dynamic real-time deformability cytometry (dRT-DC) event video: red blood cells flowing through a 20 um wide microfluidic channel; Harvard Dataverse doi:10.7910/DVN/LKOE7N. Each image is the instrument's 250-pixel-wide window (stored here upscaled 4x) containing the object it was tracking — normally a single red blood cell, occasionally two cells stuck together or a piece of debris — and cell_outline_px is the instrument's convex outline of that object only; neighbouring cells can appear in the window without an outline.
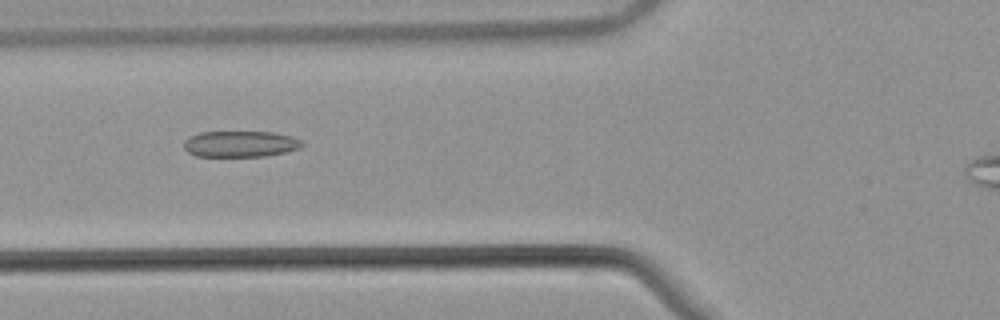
{"species": "common noctule bat (a hibernating species)", "species_latin": "Nyctalus noctula", "temperature_condition": "warm", "stored_images_in_passage": 34, "camera_frame_rate_fps": 3000, "um_per_image_px": 0.085, "animal": {"sex": "male", "body_mass_g": 21.5, "forearm_length_mm": 52.0}, "frame": {"image": 1, "passage_image": 5, "time_ms": 1.333, "image_size_px": [1000, 320], "cell_outline_px": [[304, 144], [300, 148], [288, 152], [264, 156], [196, 156], [188, 152], [184, 148], [184, 140], [188, 136], [200, 132], [272, 132], [292, 136], [304, 140]], "centroid_in_image_um": [20.46, 12.23], "position_along_channel_um": 105.3, "area_um2": 18.21}}
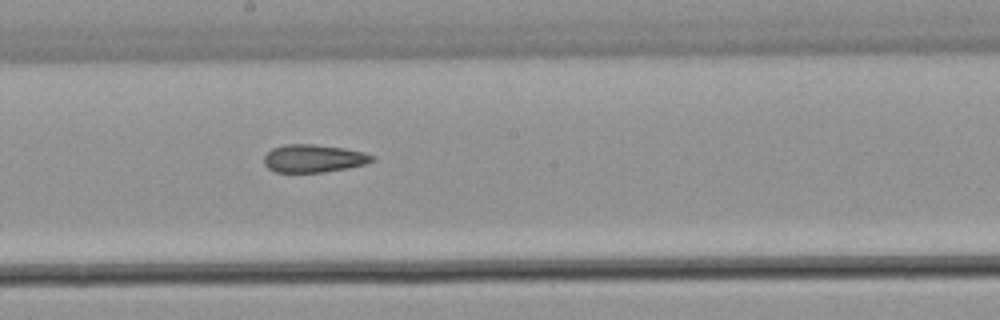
{"frame": {"image": 2, "passage_image": 14, "time_ms": 4.333, "image_size_px": [1000, 320], "cell_outline_px": [[376, 160], [364, 164], [348, 168], [324, 172], [276, 172], [268, 168], [264, 164], [264, 156], [272, 148], [284, 144], [312, 144], [344, 148], [364, 152], [376, 156]], "centroid_in_image_um": [26.67, 13.46], "position_along_channel_um": 221.5, "area_um2": 17.63}}
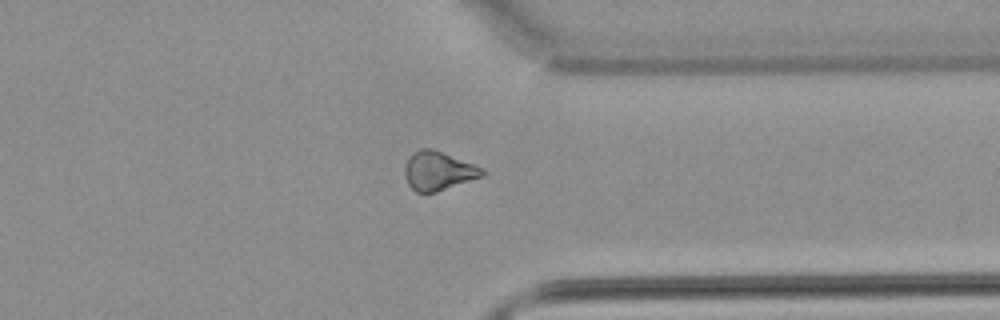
{"frame": {"image": 3, "passage_image": 26, "time_ms": 8.333, "image_size_px": [1000, 320], "cell_outline_px": [[488, 172], [484, 176], [436, 192], [416, 192], [408, 184], [404, 176], [404, 168], [408, 156], [412, 152], [420, 148], [432, 148], [484, 168]], "centroid_in_image_um": [37.26, 14.51], "position_along_channel_um": 374.1, "area_um2": 17.74}, "authors_computed_cell_mechanics": {"area_um2": 17.7157, "velocity_mm_per_s": 3.8766, "shape_relaxation_time_tau1_ms": null, "shape_relaxation_time_tau2_ms": 3.0093, "deformation_change_tau1": null, "deformation_change_tau2": 0.1017}}